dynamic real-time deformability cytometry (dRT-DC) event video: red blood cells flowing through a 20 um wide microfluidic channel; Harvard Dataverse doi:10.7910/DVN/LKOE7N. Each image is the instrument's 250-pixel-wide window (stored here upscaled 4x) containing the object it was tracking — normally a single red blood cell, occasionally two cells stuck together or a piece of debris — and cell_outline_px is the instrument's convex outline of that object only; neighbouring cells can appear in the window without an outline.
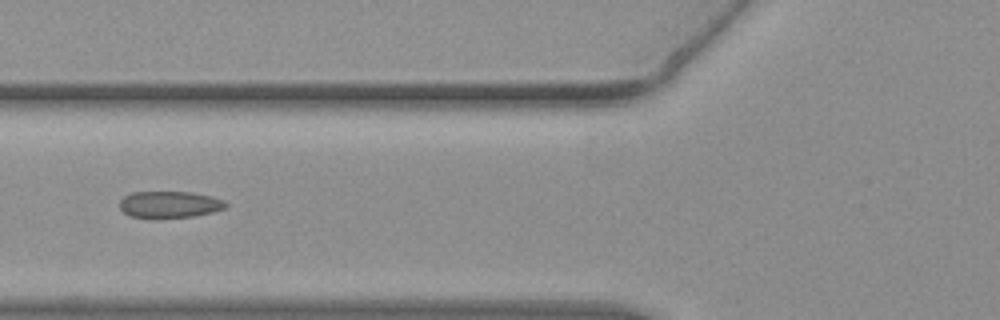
{"species": "common noctule bat (a hibernating species)", "species_latin": "Nyctalus noctula", "temperature_condition": "warm", "stored_images_in_passage": 42, "camera_frame_rate_fps": 3000, "um_per_image_px": 0.085, "animal": {"sex": "female", "body_mass_g": 19.3, "forearm_length_mm": 54.1}, "frame": {"image": 1, "passage_image": 13, "time_ms": 4.0, "image_size_px": [1000, 320], "cell_outline_px": [[228, 204], [224, 208], [212, 212], [192, 216], [128, 216], [120, 208], [120, 200], [124, 196], [132, 192], [192, 192], [212, 196], [224, 200]], "centroid_in_image_um": [14.43, 17.34], "position_along_channel_um": 111.4, "area_um2": 16.01}}
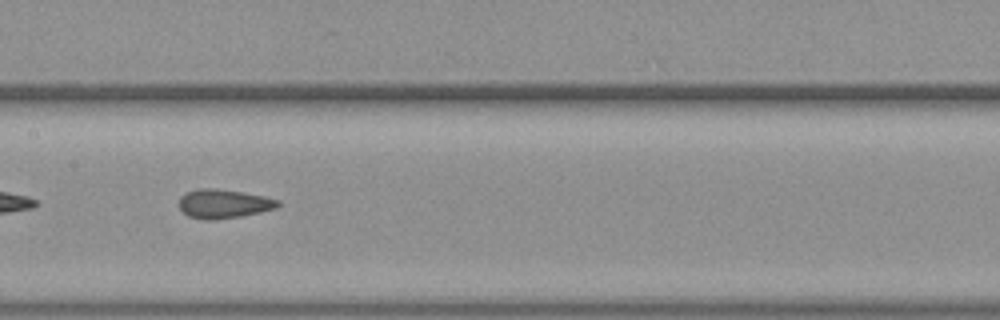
{"frame": {"image": 2, "passage_image": 19, "time_ms": 6.0, "image_size_px": [1000, 320], "cell_outline_px": [[280, 204], [276, 208], [260, 212], [240, 216], [212, 220], [208, 220], [188, 216], [180, 208], [180, 196], [196, 188], [212, 188], [240, 192], [264, 196], [280, 200]], "centroid_in_image_um": [19.01, 17.31], "position_along_channel_um": 188.4, "area_um2": 16.47}, "authors_computed_cell_mechanics": {"area_um2": 16.4152, "velocity_mm_per_s": 3.8337, "shape_relaxation_time_tau1_ms": null, "shape_relaxation_time_tau2_ms": 2.3957, "deformation_change_tau1": null, "deformation_change_tau2": 0.1078}}